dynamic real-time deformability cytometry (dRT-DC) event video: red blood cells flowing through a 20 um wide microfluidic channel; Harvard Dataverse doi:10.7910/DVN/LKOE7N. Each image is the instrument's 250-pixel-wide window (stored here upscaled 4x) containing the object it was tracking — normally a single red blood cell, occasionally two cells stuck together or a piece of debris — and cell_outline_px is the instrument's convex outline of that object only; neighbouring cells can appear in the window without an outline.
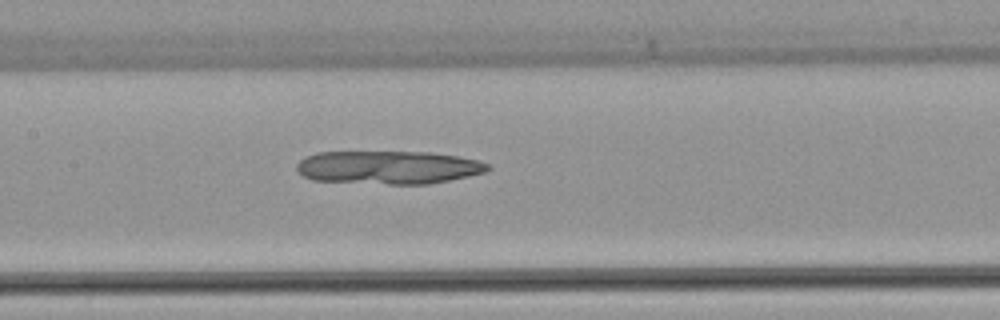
{"species": "common noctule bat (a hibernating species)", "species_latin": "Nyctalus noctula", "temperature_condition": "warm", "stored_images_in_passage": 34, "camera_frame_rate_fps": 3000, "um_per_image_px": 0.085, "animal": {"sex": "female", "body_mass_g": 22.7, "forearm_length_mm": 54.2}, "frame": {"image": 1, "passage_image": 10, "time_ms": 3.0, "image_size_px": [1000, 320], "cell_outline_px": [[492, 168], [484, 172], [468, 176], [428, 184], [388, 184], [312, 180], [304, 176], [296, 168], [296, 164], [300, 160], [316, 152], [428, 152], [460, 156], [480, 160], [488, 164]], "centroid_in_image_um": [33.03, 14.22], "position_along_channel_um": 174.4, "area_um2": 36.99}}
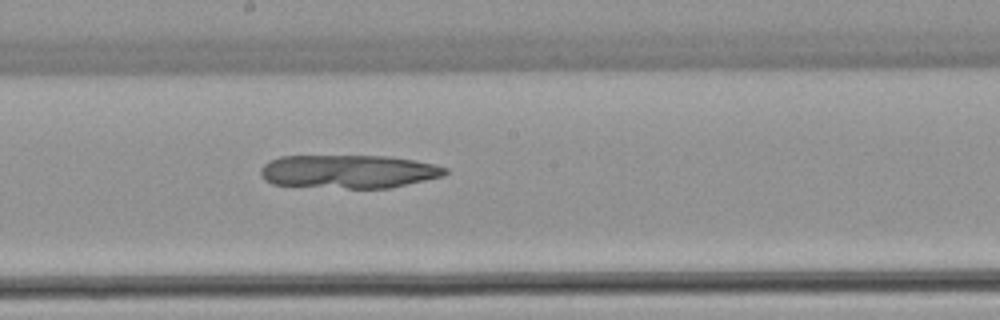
{"frame": {"image": 2, "passage_image": 13, "time_ms": 4.0, "image_size_px": [1000, 320], "cell_outline_px": [[448, 172], [444, 176], [388, 188], [348, 188], [272, 184], [264, 180], [260, 176], [260, 168], [268, 160], [280, 156], [388, 156], [436, 164], [448, 168]], "centroid_in_image_um": [29.61, 14.57], "position_along_channel_um": 218.6, "area_um2": 36.01}}
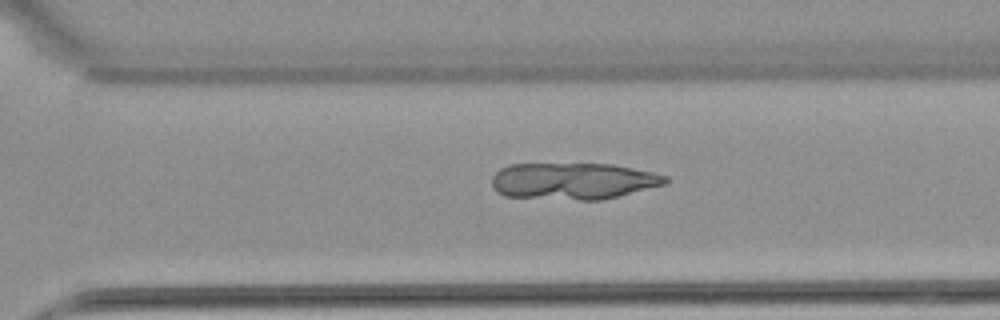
{"frame": {"image": 3, "passage_image": 20, "time_ms": 6.333, "image_size_px": [1000, 320], "cell_outline_px": [[668, 184], [600, 200], [580, 200], [504, 196], [496, 192], [492, 188], [492, 176], [500, 168], [508, 164], [612, 164], [652, 172], [668, 176]], "centroid_in_image_um": [48.7, 15.39], "position_along_channel_um": 321.9, "area_um2": 37.22}}